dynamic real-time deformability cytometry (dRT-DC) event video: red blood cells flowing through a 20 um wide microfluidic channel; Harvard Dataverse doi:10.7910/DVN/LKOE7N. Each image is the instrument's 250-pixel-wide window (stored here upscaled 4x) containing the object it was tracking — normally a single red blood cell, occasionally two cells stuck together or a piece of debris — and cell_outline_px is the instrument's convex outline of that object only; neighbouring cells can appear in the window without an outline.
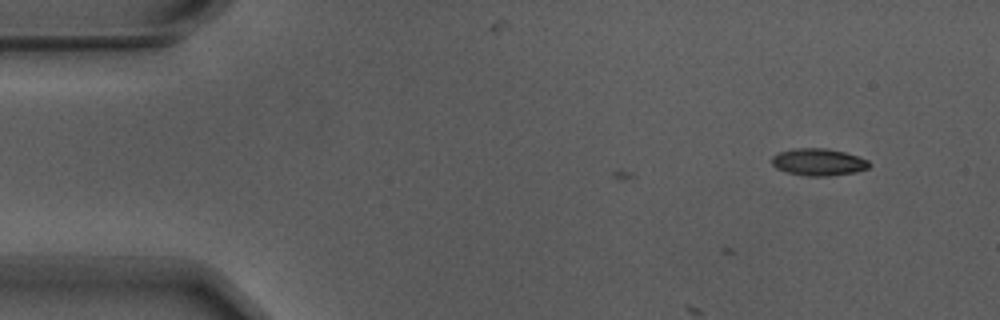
{"species": "Egyptian fruit bat (a non-hibernating species)", "species_latin": "Rousettus aegyptiacus", "temperature_condition": "warm", "stored_images_in_passage": 5, "camera_frame_rate_fps": 3000, "um_per_image_px": 0.085, "animal": {"sex": "male"}, "frame": {"image": 1, "passage_image": 5, "time_ms": 1.333, "image_size_px": [1000, 320], "cell_outline_px": [[872, 164], [868, 168], [856, 172], [828, 176], [808, 176], [788, 172], [776, 168], [772, 164], [772, 156], [780, 152], [796, 148], [824, 148], [844, 152], [868, 160]], "centroid_in_image_um": [69.58, 13.78], "position_along_channel_um": 15.4, "area_um2": 15.26}}